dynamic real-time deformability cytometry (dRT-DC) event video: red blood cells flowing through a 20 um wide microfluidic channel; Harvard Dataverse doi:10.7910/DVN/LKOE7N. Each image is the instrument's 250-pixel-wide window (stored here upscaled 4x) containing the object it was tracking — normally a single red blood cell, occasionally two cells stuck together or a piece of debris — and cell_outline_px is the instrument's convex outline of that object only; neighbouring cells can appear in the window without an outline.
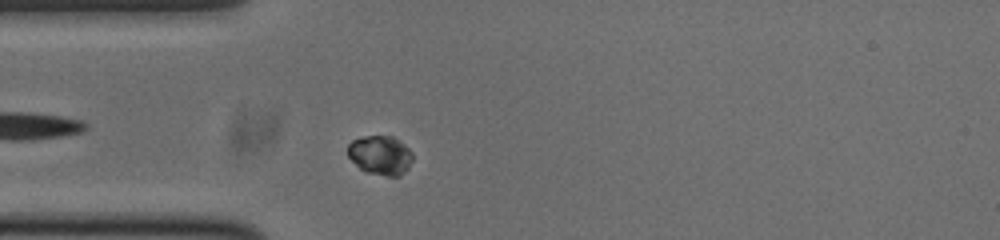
{"species": "common noctule bat (a hibernating species)", "species_latin": "Nyctalus noctula", "temperature_condition": "cold", "stored_images_in_passage": 43, "camera_frame_rate_fps": 3000, "um_per_image_px": 0.085, "animal": {"sex": "male", "body_mass_g": 20.0, "forearm_length_mm": 53.3}, "frame": {"image": 1, "passage_image": 4, "time_ms": 1.0, "image_size_px": [1000, 240], "cell_outline_px": [[412, 160], [408, 168], [400, 176], [388, 176], [368, 172], [360, 168], [348, 156], [348, 144], [352, 140], [364, 136], [392, 136], [404, 144], [412, 152]], "centroid_in_image_um": [32.34, 13.18], "position_along_channel_um": 52.7, "area_um2": 14.68}}
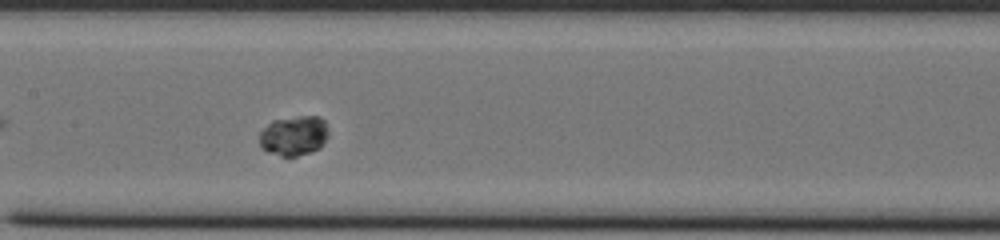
{"frame": {"image": 2, "passage_image": 15, "time_ms": 4.667, "image_size_px": [1000, 240], "cell_outline_px": [[328, 136], [320, 148], [296, 156], [280, 156], [268, 152], [260, 148], [260, 132], [272, 120], [300, 116], [320, 116], [324, 120], [328, 132]], "centroid_in_image_um": [24.97, 11.53], "position_along_channel_um": 182.4, "area_um2": 16.01}}
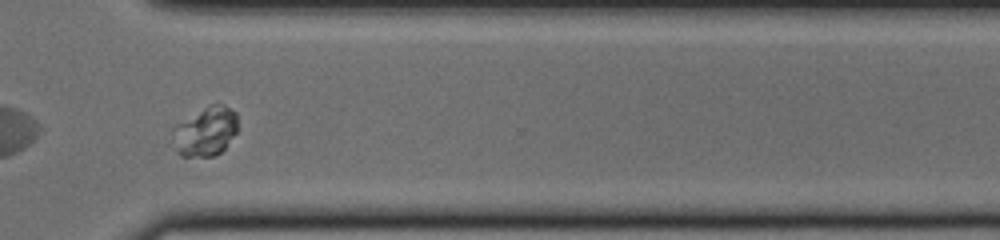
{"frame": {"image": 3, "passage_image": 29, "time_ms": 9.333, "image_size_px": [1000, 240], "cell_outline_px": [[236, 132], [224, 148], [216, 156], [180, 156], [176, 152], [176, 124], [208, 104], [224, 104], [236, 112]], "centroid_in_image_um": [17.51, 11.15], "position_along_channel_um": 353.1, "area_um2": 18.21}}